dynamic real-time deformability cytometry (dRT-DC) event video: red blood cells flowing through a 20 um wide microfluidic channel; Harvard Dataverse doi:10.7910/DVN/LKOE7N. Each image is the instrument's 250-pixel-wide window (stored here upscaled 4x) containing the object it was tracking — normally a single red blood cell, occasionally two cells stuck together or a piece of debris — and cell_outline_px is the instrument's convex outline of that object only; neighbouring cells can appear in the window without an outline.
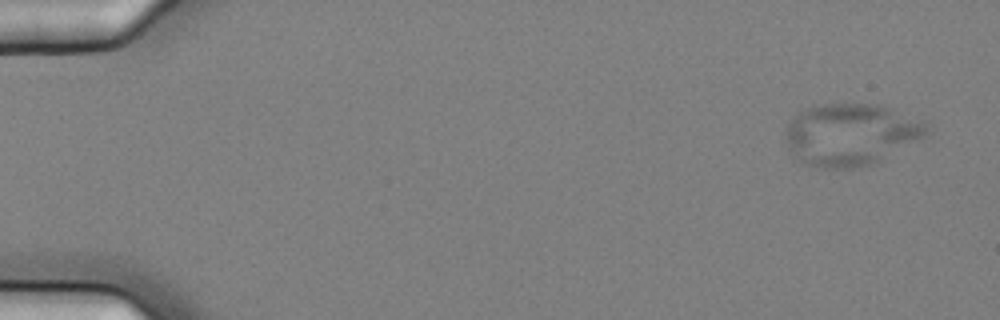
{"species": "common noctule bat (a hibernating species)", "species_latin": "Nyctalus noctula", "temperature_condition": "cold", "stored_images_in_passage": 5, "camera_frame_rate_fps": 3000, "um_per_image_px": 0.085, "animal": {"sex": "female", "body_mass_g": 25.1}, "frame": {"image": 1, "passage_image": 1, "time_ms": 0.0, "image_size_px": [1000, 320], "cell_outline_px": [[932, 132], [876, 164], [856, 168], [820, 168], [804, 164], [788, 148], [784, 140], [784, 132], [788, 124], [796, 112], [820, 104], [880, 104], [928, 120]], "centroid_in_image_um": [72.37, 11.42], "position_along_channel_um": 12.6, "area_um2": 52.14}}